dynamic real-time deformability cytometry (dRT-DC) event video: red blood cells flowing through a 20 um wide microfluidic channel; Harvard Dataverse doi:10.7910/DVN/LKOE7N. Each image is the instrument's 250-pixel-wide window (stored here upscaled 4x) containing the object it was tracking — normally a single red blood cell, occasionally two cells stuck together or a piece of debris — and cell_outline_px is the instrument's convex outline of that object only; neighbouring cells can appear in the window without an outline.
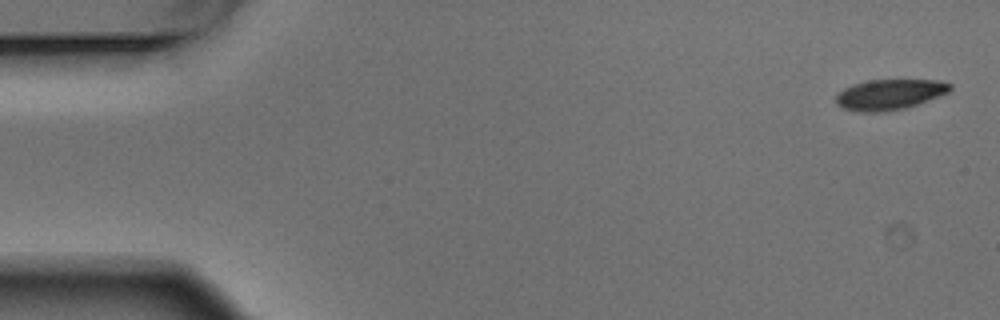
{"species": "Egyptian fruit bat (a non-hibernating species)", "species_latin": "Rousettus aegyptiacus", "temperature_condition": "warm", "stored_images_in_passage": 3, "segment_of_instrument_passage": [2, 2], "camera_frame_rate_fps": 3000, "um_per_image_px": 0.085, "animal": {"sex": "male"}, "frame": {"image": 1, "passage_image": 3, "time_ms": 0.667, "image_size_px": [1000, 320], "cell_outline_px": [[952, 88], [948, 92], [916, 104], [904, 108], [884, 112], [860, 112], [844, 108], [836, 104], [836, 92], [852, 84], [868, 80], [940, 80], [952, 84]], "centroid_in_image_um": [75.57, 8.02], "position_along_channel_um": 9.4, "area_um2": 20.23}}